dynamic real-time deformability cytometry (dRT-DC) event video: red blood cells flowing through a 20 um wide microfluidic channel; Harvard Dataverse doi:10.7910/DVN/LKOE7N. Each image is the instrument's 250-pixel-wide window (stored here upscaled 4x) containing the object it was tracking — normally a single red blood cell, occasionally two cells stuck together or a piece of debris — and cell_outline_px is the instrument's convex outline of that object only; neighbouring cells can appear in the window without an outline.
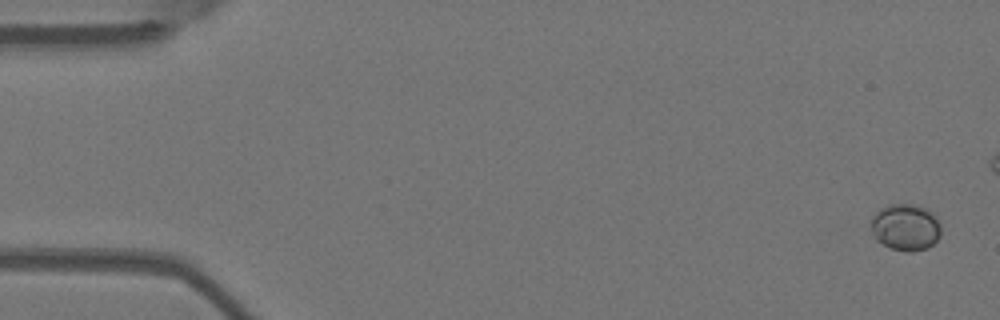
{"species": "Egyptian fruit bat (a non-hibernating species)", "species_latin": "Rousettus aegyptiacus", "temperature_condition": "warm", "stored_images_in_passage": 6, "camera_frame_rate_fps": 3000, "um_per_image_px": 0.085, "animal": {"sex": "female"}, "frame": {"image": 1, "passage_image": 1, "time_ms": 0.0, "image_size_px": [1000, 320], "cell_outline_px": [[940, 236], [928, 248], [912, 252], [904, 252], [892, 248], [876, 240], [872, 232], [872, 216], [880, 208], [888, 204], [912, 204], [924, 208], [932, 212], [936, 216], [940, 224]], "centroid_in_image_um": [76.98, 19.31], "position_along_channel_um": 8.0, "area_um2": 19.07}}
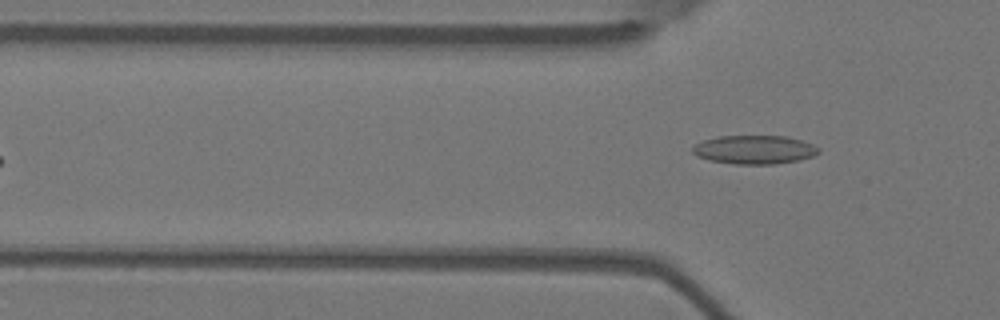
{"frame": {"image": 2, "passage_image": 6, "time_ms": 1.667, "image_size_px": [1000, 320], "cell_outline_px": [[820, 152], [812, 156], [800, 160], [772, 164], [736, 164], [708, 160], [696, 156], [692, 152], [692, 148], [696, 144], [704, 140], [720, 136], [784, 136], [800, 140], [812, 144], [820, 148]], "centroid_in_image_um": [64.12, 12.72], "position_along_channel_um": 61.7, "area_um2": 20.98}}